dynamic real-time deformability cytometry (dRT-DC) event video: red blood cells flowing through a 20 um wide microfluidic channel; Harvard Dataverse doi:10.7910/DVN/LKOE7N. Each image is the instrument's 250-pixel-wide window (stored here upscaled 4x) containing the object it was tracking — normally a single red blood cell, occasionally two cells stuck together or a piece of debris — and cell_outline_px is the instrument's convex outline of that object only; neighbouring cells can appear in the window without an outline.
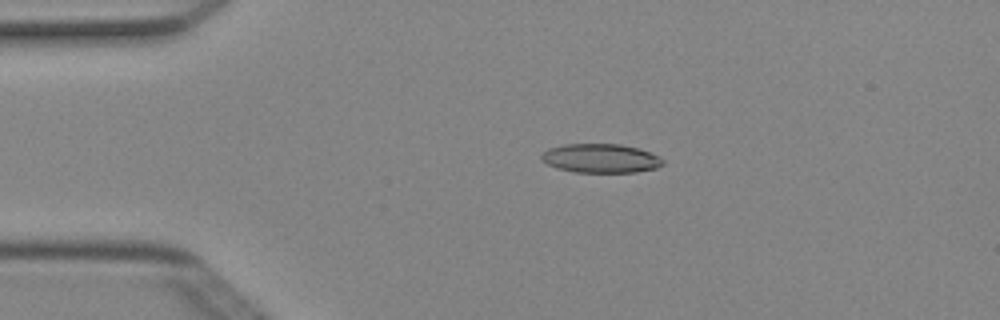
{"species": "Egyptian fruit bat (a non-hibernating species)", "species_latin": "Rousettus aegyptiacus", "temperature_condition": "cold", "stored_images_in_passage": 2, "camera_frame_rate_fps": 3000, "um_per_image_px": 0.085, "animal": {"sex": "female"}, "frame": {"image": 1, "passage_image": 1, "time_ms": 0.0, "image_size_px": [1000, 320], "cell_outline_px": [[664, 164], [656, 168], [636, 172], [576, 172], [556, 168], [540, 160], [540, 156], [548, 148], [564, 144], [620, 144], [640, 148], [664, 160]], "centroid_in_image_um": [51.03, 13.45], "position_along_channel_um": 34.0, "area_um2": 20.52}}